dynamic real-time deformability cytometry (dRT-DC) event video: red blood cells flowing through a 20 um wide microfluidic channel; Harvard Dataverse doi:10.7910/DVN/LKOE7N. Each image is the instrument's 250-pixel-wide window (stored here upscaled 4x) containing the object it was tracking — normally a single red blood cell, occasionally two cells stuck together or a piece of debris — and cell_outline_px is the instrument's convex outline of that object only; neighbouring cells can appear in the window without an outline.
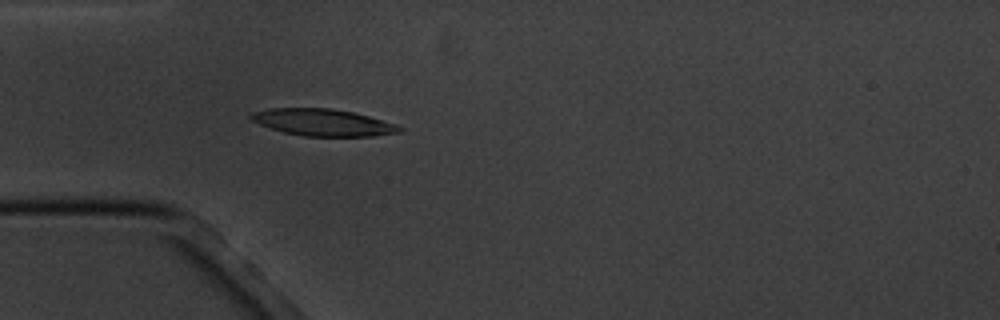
{"species": "common noctule bat (a hibernating species)", "species_latin": "Nyctalus noctula", "temperature_condition": "cold", "stored_images_in_passage": 4, "camera_frame_rate_fps": 3000, "um_per_image_px": 0.085, "animal": {"sex": "male", "body_mass_g": 20.1, "forearm_length_mm": 53.5}, "frame": {"image": 1, "passage_image": 4, "time_ms": 3.667, "image_size_px": [1000, 320], "cell_outline_px": [[404, 128], [400, 132], [372, 136], [304, 136], [284, 132], [260, 124], [252, 120], [248, 116], [252, 112], [268, 108], [328, 108], [352, 112], [368, 116], [396, 124]], "centroid_in_image_um": [27.44, 10.4], "position_along_channel_um": 57.6, "area_um2": 23.06}}